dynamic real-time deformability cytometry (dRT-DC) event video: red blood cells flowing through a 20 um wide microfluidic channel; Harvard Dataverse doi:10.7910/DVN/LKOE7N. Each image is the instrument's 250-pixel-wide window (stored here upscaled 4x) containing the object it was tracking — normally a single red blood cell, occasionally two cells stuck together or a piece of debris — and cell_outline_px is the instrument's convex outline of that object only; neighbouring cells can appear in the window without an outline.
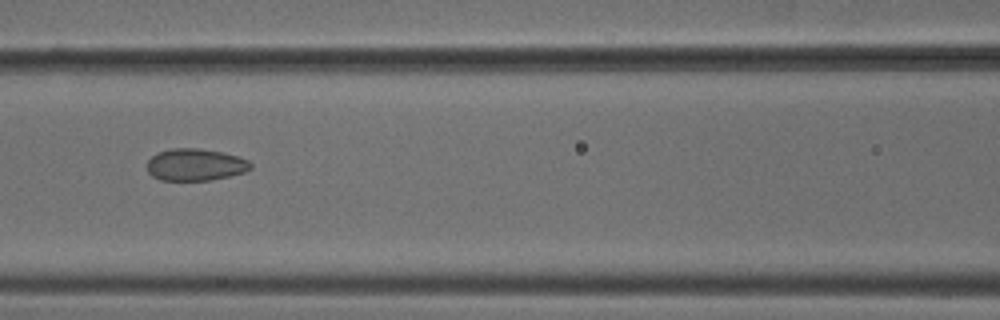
{"species": "common noctule bat (a hibernating species)", "species_latin": "Nyctalus noctula", "temperature_condition": "cold", "stored_images_in_passage": 3, "camera_frame_rate_fps": 3000, "um_per_image_px": 0.085, "animal": {"sex": "male", "body_mass_g": 18.8}, "frame": {"image": 1, "passage_image": 3, "time_ms": 0.667, "image_size_px": [1000, 320], "cell_outline_px": [[252, 168], [244, 172], [212, 180], [160, 180], [152, 176], [148, 172], [148, 160], [152, 156], [160, 152], [172, 148], [200, 148], [224, 152], [240, 156], [248, 160], [252, 164]], "centroid_in_image_um": [16.64, 13.99], "position_along_channel_um": 150.0, "area_um2": 19.42}}